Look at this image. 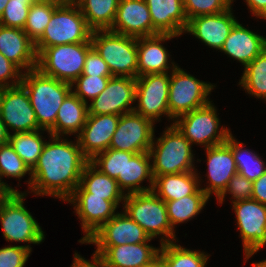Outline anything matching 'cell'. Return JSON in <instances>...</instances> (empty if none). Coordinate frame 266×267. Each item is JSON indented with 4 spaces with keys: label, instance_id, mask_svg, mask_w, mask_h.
Instances as JSON below:
<instances>
[{
    "label": "cell",
    "instance_id": "9a60e30c",
    "mask_svg": "<svg viewBox=\"0 0 266 267\" xmlns=\"http://www.w3.org/2000/svg\"><path fill=\"white\" fill-rule=\"evenodd\" d=\"M154 122L137 113L122 114L109 148L131 153L149 152L154 139Z\"/></svg>",
    "mask_w": 266,
    "mask_h": 267
},
{
    "label": "cell",
    "instance_id": "30bf717a",
    "mask_svg": "<svg viewBox=\"0 0 266 267\" xmlns=\"http://www.w3.org/2000/svg\"><path fill=\"white\" fill-rule=\"evenodd\" d=\"M25 193H12L0 208L3 236L7 241L40 244L44 232L24 207Z\"/></svg>",
    "mask_w": 266,
    "mask_h": 267
},
{
    "label": "cell",
    "instance_id": "4fadbf2b",
    "mask_svg": "<svg viewBox=\"0 0 266 267\" xmlns=\"http://www.w3.org/2000/svg\"><path fill=\"white\" fill-rule=\"evenodd\" d=\"M0 117L8 132L9 129L14 133L41 129L28 93L21 84L0 88Z\"/></svg>",
    "mask_w": 266,
    "mask_h": 267
},
{
    "label": "cell",
    "instance_id": "f5cc1de1",
    "mask_svg": "<svg viewBox=\"0 0 266 267\" xmlns=\"http://www.w3.org/2000/svg\"><path fill=\"white\" fill-rule=\"evenodd\" d=\"M33 1L51 2L57 5H62V4L70 2L71 0H33Z\"/></svg>",
    "mask_w": 266,
    "mask_h": 267
},
{
    "label": "cell",
    "instance_id": "f907efd6",
    "mask_svg": "<svg viewBox=\"0 0 266 267\" xmlns=\"http://www.w3.org/2000/svg\"><path fill=\"white\" fill-rule=\"evenodd\" d=\"M12 193H19V191L13 189L4 182H0V208L2 207L3 203L11 196Z\"/></svg>",
    "mask_w": 266,
    "mask_h": 267
},
{
    "label": "cell",
    "instance_id": "b9f144b4",
    "mask_svg": "<svg viewBox=\"0 0 266 267\" xmlns=\"http://www.w3.org/2000/svg\"><path fill=\"white\" fill-rule=\"evenodd\" d=\"M231 5L228 0H183L184 11L188 21L197 16L224 12Z\"/></svg>",
    "mask_w": 266,
    "mask_h": 267
},
{
    "label": "cell",
    "instance_id": "f35d334b",
    "mask_svg": "<svg viewBox=\"0 0 266 267\" xmlns=\"http://www.w3.org/2000/svg\"><path fill=\"white\" fill-rule=\"evenodd\" d=\"M28 172L31 176V170L9 142L0 146V182L2 177H15L20 180Z\"/></svg>",
    "mask_w": 266,
    "mask_h": 267
},
{
    "label": "cell",
    "instance_id": "7bdbcfd3",
    "mask_svg": "<svg viewBox=\"0 0 266 267\" xmlns=\"http://www.w3.org/2000/svg\"><path fill=\"white\" fill-rule=\"evenodd\" d=\"M253 182L236 173L230 179L224 192L217 198L220 204L223 203L226 193L232 194L234 200L231 203L239 202L246 199H252ZM236 199V200H235Z\"/></svg>",
    "mask_w": 266,
    "mask_h": 267
},
{
    "label": "cell",
    "instance_id": "ba28073f",
    "mask_svg": "<svg viewBox=\"0 0 266 267\" xmlns=\"http://www.w3.org/2000/svg\"><path fill=\"white\" fill-rule=\"evenodd\" d=\"M171 63L173 67L168 91L169 119H176L208 105L211 101L207 97L215 86L196 79L174 65V62Z\"/></svg>",
    "mask_w": 266,
    "mask_h": 267
},
{
    "label": "cell",
    "instance_id": "44dd1931",
    "mask_svg": "<svg viewBox=\"0 0 266 267\" xmlns=\"http://www.w3.org/2000/svg\"><path fill=\"white\" fill-rule=\"evenodd\" d=\"M207 153L208 176L210 183L201 188L206 195L214 193L218 198L226 189L230 179L238 173L231 147L226 143L205 148Z\"/></svg>",
    "mask_w": 266,
    "mask_h": 267
},
{
    "label": "cell",
    "instance_id": "d6986e66",
    "mask_svg": "<svg viewBox=\"0 0 266 267\" xmlns=\"http://www.w3.org/2000/svg\"><path fill=\"white\" fill-rule=\"evenodd\" d=\"M231 10L230 7L221 13L191 18L184 32L191 33L211 48L221 50L233 26L238 22Z\"/></svg>",
    "mask_w": 266,
    "mask_h": 267
},
{
    "label": "cell",
    "instance_id": "1f68e13d",
    "mask_svg": "<svg viewBox=\"0 0 266 267\" xmlns=\"http://www.w3.org/2000/svg\"><path fill=\"white\" fill-rule=\"evenodd\" d=\"M209 197L199 188L194 194L184 196L178 200L166 201V210L170 225L174 226L195 217L205 206Z\"/></svg>",
    "mask_w": 266,
    "mask_h": 267
},
{
    "label": "cell",
    "instance_id": "484cf974",
    "mask_svg": "<svg viewBox=\"0 0 266 267\" xmlns=\"http://www.w3.org/2000/svg\"><path fill=\"white\" fill-rule=\"evenodd\" d=\"M147 243L111 246L101 257L107 267H146L158 259L160 251Z\"/></svg>",
    "mask_w": 266,
    "mask_h": 267
},
{
    "label": "cell",
    "instance_id": "9f6ffc18",
    "mask_svg": "<svg viewBox=\"0 0 266 267\" xmlns=\"http://www.w3.org/2000/svg\"><path fill=\"white\" fill-rule=\"evenodd\" d=\"M252 267H266V260L261 262L252 263Z\"/></svg>",
    "mask_w": 266,
    "mask_h": 267
},
{
    "label": "cell",
    "instance_id": "8fae6325",
    "mask_svg": "<svg viewBox=\"0 0 266 267\" xmlns=\"http://www.w3.org/2000/svg\"><path fill=\"white\" fill-rule=\"evenodd\" d=\"M233 209L247 260L266 245V205L246 199L233 203Z\"/></svg>",
    "mask_w": 266,
    "mask_h": 267
},
{
    "label": "cell",
    "instance_id": "52a82bcc",
    "mask_svg": "<svg viewBox=\"0 0 266 267\" xmlns=\"http://www.w3.org/2000/svg\"><path fill=\"white\" fill-rule=\"evenodd\" d=\"M92 43H73L45 48L37 56V68L45 75L72 83L82 74Z\"/></svg>",
    "mask_w": 266,
    "mask_h": 267
},
{
    "label": "cell",
    "instance_id": "cb8c5ba5",
    "mask_svg": "<svg viewBox=\"0 0 266 267\" xmlns=\"http://www.w3.org/2000/svg\"><path fill=\"white\" fill-rule=\"evenodd\" d=\"M176 37L172 34H156L137 38L138 77L148 74L167 73L169 54L162 41Z\"/></svg>",
    "mask_w": 266,
    "mask_h": 267
},
{
    "label": "cell",
    "instance_id": "277c9868",
    "mask_svg": "<svg viewBox=\"0 0 266 267\" xmlns=\"http://www.w3.org/2000/svg\"><path fill=\"white\" fill-rule=\"evenodd\" d=\"M94 49L107 63L112 76L138 77L137 38L110 30H95L91 33Z\"/></svg>",
    "mask_w": 266,
    "mask_h": 267
},
{
    "label": "cell",
    "instance_id": "ac0fdd59",
    "mask_svg": "<svg viewBox=\"0 0 266 267\" xmlns=\"http://www.w3.org/2000/svg\"><path fill=\"white\" fill-rule=\"evenodd\" d=\"M120 116L116 114H88L77 140L83 155L90 161L97 154L109 149Z\"/></svg>",
    "mask_w": 266,
    "mask_h": 267
},
{
    "label": "cell",
    "instance_id": "4316f807",
    "mask_svg": "<svg viewBox=\"0 0 266 267\" xmlns=\"http://www.w3.org/2000/svg\"><path fill=\"white\" fill-rule=\"evenodd\" d=\"M149 152L131 153L125 151L124 178H116L119 188L127 194L148 192L153 188L152 165ZM149 180L150 186L141 187L140 183Z\"/></svg>",
    "mask_w": 266,
    "mask_h": 267
},
{
    "label": "cell",
    "instance_id": "f546056e",
    "mask_svg": "<svg viewBox=\"0 0 266 267\" xmlns=\"http://www.w3.org/2000/svg\"><path fill=\"white\" fill-rule=\"evenodd\" d=\"M80 185L92 196L104 197L112 201L117 207L125 198L124 193L118 186L116 179L103 174L90 161L85 165L80 178Z\"/></svg>",
    "mask_w": 266,
    "mask_h": 267
},
{
    "label": "cell",
    "instance_id": "8992f818",
    "mask_svg": "<svg viewBox=\"0 0 266 267\" xmlns=\"http://www.w3.org/2000/svg\"><path fill=\"white\" fill-rule=\"evenodd\" d=\"M150 147L152 175L177 174L195 171L191 143L172 124ZM156 144V147H155Z\"/></svg>",
    "mask_w": 266,
    "mask_h": 267
},
{
    "label": "cell",
    "instance_id": "681fc988",
    "mask_svg": "<svg viewBox=\"0 0 266 267\" xmlns=\"http://www.w3.org/2000/svg\"><path fill=\"white\" fill-rule=\"evenodd\" d=\"M247 2L248 7L251 9L252 14L261 17L262 19H266V0H245Z\"/></svg>",
    "mask_w": 266,
    "mask_h": 267
},
{
    "label": "cell",
    "instance_id": "4dcf8cb0",
    "mask_svg": "<svg viewBox=\"0 0 266 267\" xmlns=\"http://www.w3.org/2000/svg\"><path fill=\"white\" fill-rule=\"evenodd\" d=\"M80 8L87 26L92 30H109L114 22L120 0H73Z\"/></svg>",
    "mask_w": 266,
    "mask_h": 267
},
{
    "label": "cell",
    "instance_id": "d6a6232c",
    "mask_svg": "<svg viewBox=\"0 0 266 267\" xmlns=\"http://www.w3.org/2000/svg\"><path fill=\"white\" fill-rule=\"evenodd\" d=\"M158 258L164 267H205L208 255L169 242L161 244Z\"/></svg>",
    "mask_w": 266,
    "mask_h": 267
},
{
    "label": "cell",
    "instance_id": "7a4b0ae2",
    "mask_svg": "<svg viewBox=\"0 0 266 267\" xmlns=\"http://www.w3.org/2000/svg\"><path fill=\"white\" fill-rule=\"evenodd\" d=\"M21 85L28 93L38 126L48 132L55 125L57 112L73 86L43 74L38 68L24 72Z\"/></svg>",
    "mask_w": 266,
    "mask_h": 267
},
{
    "label": "cell",
    "instance_id": "7402d4cb",
    "mask_svg": "<svg viewBox=\"0 0 266 267\" xmlns=\"http://www.w3.org/2000/svg\"><path fill=\"white\" fill-rule=\"evenodd\" d=\"M0 53L21 71L37 68L35 44L23 29L0 25Z\"/></svg>",
    "mask_w": 266,
    "mask_h": 267
},
{
    "label": "cell",
    "instance_id": "8d00e7d4",
    "mask_svg": "<svg viewBox=\"0 0 266 267\" xmlns=\"http://www.w3.org/2000/svg\"><path fill=\"white\" fill-rule=\"evenodd\" d=\"M58 6L51 2L40 1H34L30 6L23 30L34 43L43 35L54 10Z\"/></svg>",
    "mask_w": 266,
    "mask_h": 267
},
{
    "label": "cell",
    "instance_id": "83f0119b",
    "mask_svg": "<svg viewBox=\"0 0 266 267\" xmlns=\"http://www.w3.org/2000/svg\"><path fill=\"white\" fill-rule=\"evenodd\" d=\"M152 191L164 202L194 194L200 187L195 171L177 174L153 175Z\"/></svg>",
    "mask_w": 266,
    "mask_h": 267
},
{
    "label": "cell",
    "instance_id": "bcb514c9",
    "mask_svg": "<svg viewBox=\"0 0 266 267\" xmlns=\"http://www.w3.org/2000/svg\"><path fill=\"white\" fill-rule=\"evenodd\" d=\"M22 77L20 68L0 53V88L20 85ZM8 79H13L12 83Z\"/></svg>",
    "mask_w": 266,
    "mask_h": 267
},
{
    "label": "cell",
    "instance_id": "7dc6e473",
    "mask_svg": "<svg viewBox=\"0 0 266 267\" xmlns=\"http://www.w3.org/2000/svg\"><path fill=\"white\" fill-rule=\"evenodd\" d=\"M252 199L266 205V172L253 181Z\"/></svg>",
    "mask_w": 266,
    "mask_h": 267
},
{
    "label": "cell",
    "instance_id": "7c38bea8",
    "mask_svg": "<svg viewBox=\"0 0 266 267\" xmlns=\"http://www.w3.org/2000/svg\"><path fill=\"white\" fill-rule=\"evenodd\" d=\"M144 229L124 211L103 224L84 243L96 245V254L102 255L109 247L139 244L151 241Z\"/></svg>",
    "mask_w": 266,
    "mask_h": 267
},
{
    "label": "cell",
    "instance_id": "11a10c76",
    "mask_svg": "<svg viewBox=\"0 0 266 267\" xmlns=\"http://www.w3.org/2000/svg\"><path fill=\"white\" fill-rule=\"evenodd\" d=\"M9 0H0V17L2 16V13L4 11V8L6 7V4Z\"/></svg>",
    "mask_w": 266,
    "mask_h": 267
},
{
    "label": "cell",
    "instance_id": "e0dca14e",
    "mask_svg": "<svg viewBox=\"0 0 266 267\" xmlns=\"http://www.w3.org/2000/svg\"><path fill=\"white\" fill-rule=\"evenodd\" d=\"M135 97L136 78L113 76L107 87L88 106V114L121 116L133 112L135 107L131 104L136 101Z\"/></svg>",
    "mask_w": 266,
    "mask_h": 267
},
{
    "label": "cell",
    "instance_id": "db71d44e",
    "mask_svg": "<svg viewBox=\"0 0 266 267\" xmlns=\"http://www.w3.org/2000/svg\"><path fill=\"white\" fill-rule=\"evenodd\" d=\"M146 267H164L163 262L158 258L152 264Z\"/></svg>",
    "mask_w": 266,
    "mask_h": 267
},
{
    "label": "cell",
    "instance_id": "6da1fadb",
    "mask_svg": "<svg viewBox=\"0 0 266 267\" xmlns=\"http://www.w3.org/2000/svg\"><path fill=\"white\" fill-rule=\"evenodd\" d=\"M31 170L28 181L31 192L50 195L66 201L80 184L81 174L89 160L83 155L78 140L74 144L60 136H51Z\"/></svg>",
    "mask_w": 266,
    "mask_h": 267
},
{
    "label": "cell",
    "instance_id": "3957f363",
    "mask_svg": "<svg viewBox=\"0 0 266 267\" xmlns=\"http://www.w3.org/2000/svg\"><path fill=\"white\" fill-rule=\"evenodd\" d=\"M91 33L80 8L71 0L54 10L43 35L34 43L36 54L55 45L92 43Z\"/></svg>",
    "mask_w": 266,
    "mask_h": 267
},
{
    "label": "cell",
    "instance_id": "ab89813d",
    "mask_svg": "<svg viewBox=\"0 0 266 267\" xmlns=\"http://www.w3.org/2000/svg\"><path fill=\"white\" fill-rule=\"evenodd\" d=\"M33 2V0H9L0 17V25L24 29Z\"/></svg>",
    "mask_w": 266,
    "mask_h": 267
},
{
    "label": "cell",
    "instance_id": "60d3db41",
    "mask_svg": "<svg viewBox=\"0 0 266 267\" xmlns=\"http://www.w3.org/2000/svg\"><path fill=\"white\" fill-rule=\"evenodd\" d=\"M111 77L113 76L80 75L72 83V86L76 85V89L72 92L83 102L88 103L86 97L91 100L96 98L107 87Z\"/></svg>",
    "mask_w": 266,
    "mask_h": 267
},
{
    "label": "cell",
    "instance_id": "d4e9b609",
    "mask_svg": "<svg viewBox=\"0 0 266 267\" xmlns=\"http://www.w3.org/2000/svg\"><path fill=\"white\" fill-rule=\"evenodd\" d=\"M266 49V38L237 22L220 51L241 62L244 67Z\"/></svg>",
    "mask_w": 266,
    "mask_h": 267
},
{
    "label": "cell",
    "instance_id": "5b68a950",
    "mask_svg": "<svg viewBox=\"0 0 266 267\" xmlns=\"http://www.w3.org/2000/svg\"><path fill=\"white\" fill-rule=\"evenodd\" d=\"M124 211L138 223L150 238L162 236L161 244L174 242L175 231L169 223L165 202L152 190L126 194ZM168 238V239H167Z\"/></svg>",
    "mask_w": 266,
    "mask_h": 267
},
{
    "label": "cell",
    "instance_id": "d590c367",
    "mask_svg": "<svg viewBox=\"0 0 266 267\" xmlns=\"http://www.w3.org/2000/svg\"><path fill=\"white\" fill-rule=\"evenodd\" d=\"M244 69L239 85L248 94L266 99V49Z\"/></svg>",
    "mask_w": 266,
    "mask_h": 267
},
{
    "label": "cell",
    "instance_id": "836d02e7",
    "mask_svg": "<svg viewBox=\"0 0 266 267\" xmlns=\"http://www.w3.org/2000/svg\"><path fill=\"white\" fill-rule=\"evenodd\" d=\"M226 143L231 147L237 171L243 177L253 182L266 172L265 162L249 149L243 150V143L237 142L232 134L227 137Z\"/></svg>",
    "mask_w": 266,
    "mask_h": 267
},
{
    "label": "cell",
    "instance_id": "c3c4849f",
    "mask_svg": "<svg viewBox=\"0 0 266 267\" xmlns=\"http://www.w3.org/2000/svg\"><path fill=\"white\" fill-rule=\"evenodd\" d=\"M74 261L71 267H107L104 259L94 253L92 261L85 260L78 253L74 254Z\"/></svg>",
    "mask_w": 266,
    "mask_h": 267
},
{
    "label": "cell",
    "instance_id": "ffe728a7",
    "mask_svg": "<svg viewBox=\"0 0 266 267\" xmlns=\"http://www.w3.org/2000/svg\"><path fill=\"white\" fill-rule=\"evenodd\" d=\"M109 30L136 38L152 36V19L145 0H120Z\"/></svg>",
    "mask_w": 266,
    "mask_h": 267
},
{
    "label": "cell",
    "instance_id": "e575fe53",
    "mask_svg": "<svg viewBox=\"0 0 266 267\" xmlns=\"http://www.w3.org/2000/svg\"><path fill=\"white\" fill-rule=\"evenodd\" d=\"M40 130L10 134L9 143L30 170L36 165L45 145Z\"/></svg>",
    "mask_w": 266,
    "mask_h": 267
},
{
    "label": "cell",
    "instance_id": "9c48e42d",
    "mask_svg": "<svg viewBox=\"0 0 266 267\" xmlns=\"http://www.w3.org/2000/svg\"><path fill=\"white\" fill-rule=\"evenodd\" d=\"M219 120L216 109L210 102L202 108L179 116L173 125L191 145L197 143L209 148L226 142L231 134L228 128L219 129Z\"/></svg>",
    "mask_w": 266,
    "mask_h": 267
},
{
    "label": "cell",
    "instance_id": "f1b7e54d",
    "mask_svg": "<svg viewBox=\"0 0 266 267\" xmlns=\"http://www.w3.org/2000/svg\"><path fill=\"white\" fill-rule=\"evenodd\" d=\"M88 116V103L72 91L66 96L57 112L55 125L48 131L50 136L80 133ZM62 133V134H61Z\"/></svg>",
    "mask_w": 266,
    "mask_h": 267
},
{
    "label": "cell",
    "instance_id": "ee69618b",
    "mask_svg": "<svg viewBox=\"0 0 266 267\" xmlns=\"http://www.w3.org/2000/svg\"><path fill=\"white\" fill-rule=\"evenodd\" d=\"M29 245L7 246L0 249V267H24L31 253Z\"/></svg>",
    "mask_w": 266,
    "mask_h": 267
},
{
    "label": "cell",
    "instance_id": "74e56055",
    "mask_svg": "<svg viewBox=\"0 0 266 267\" xmlns=\"http://www.w3.org/2000/svg\"><path fill=\"white\" fill-rule=\"evenodd\" d=\"M90 162L111 178H124L125 151L109 148L97 154Z\"/></svg>",
    "mask_w": 266,
    "mask_h": 267
},
{
    "label": "cell",
    "instance_id": "f6af8a7d",
    "mask_svg": "<svg viewBox=\"0 0 266 267\" xmlns=\"http://www.w3.org/2000/svg\"><path fill=\"white\" fill-rule=\"evenodd\" d=\"M81 75L112 76L107 63L101 58L94 47L86 55L84 69Z\"/></svg>",
    "mask_w": 266,
    "mask_h": 267
},
{
    "label": "cell",
    "instance_id": "816d5d0a",
    "mask_svg": "<svg viewBox=\"0 0 266 267\" xmlns=\"http://www.w3.org/2000/svg\"><path fill=\"white\" fill-rule=\"evenodd\" d=\"M10 132H8L5 124L0 117V146L9 142Z\"/></svg>",
    "mask_w": 266,
    "mask_h": 267
},
{
    "label": "cell",
    "instance_id": "2e32d148",
    "mask_svg": "<svg viewBox=\"0 0 266 267\" xmlns=\"http://www.w3.org/2000/svg\"><path fill=\"white\" fill-rule=\"evenodd\" d=\"M66 201L75 205L76 214L82 222L81 226L86 234L79 240L82 244L116 215L117 206L112 201L105 200L104 197L92 196V193H88L80 184Z\"/></svg>",
    "mask_w": 266,
    "mask_h": 267
},
{
    "label": "cell",
    "instance_id": "603a6c76",
    "mask_svg": "<svg viewBox=\"0 0 266 267\" xmlns=\"http://www.w3.org/2000/svg\"><path fill=\"white\" fill-rule=\"evenodd\" d=\"M152 19V35L181 36L188 25L183 0H145Z\"/></svg>",
    "mask_w": 266,
    "mask_h": 267
},
{
    "label": "cell",
    "instance_id": "5bb4252c",
    "mask_svg": "<svg viewBox=\"0 0 266 267\" xmlns=\"http://www.w3.org/2000/svg\"><path fill=\"white\" fill-rule=\"evenodd\" d=\"M170 75L156 73L136 78V97L138 107L134 112L152 120L160 119L162 115L169 117L168 91Z\"/></svg>",
    "mask_w": 266,
    "mask_h": 267
}]
</instances>
